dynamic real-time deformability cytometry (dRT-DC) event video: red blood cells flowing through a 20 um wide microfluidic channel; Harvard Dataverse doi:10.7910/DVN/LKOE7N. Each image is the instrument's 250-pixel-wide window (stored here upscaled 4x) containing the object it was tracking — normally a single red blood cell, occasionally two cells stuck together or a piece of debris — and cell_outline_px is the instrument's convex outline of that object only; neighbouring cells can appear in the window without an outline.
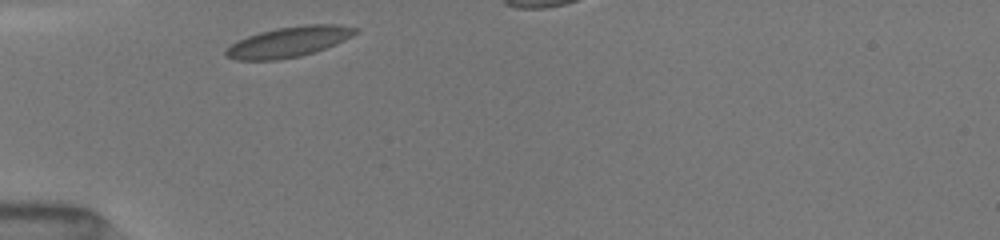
{"species": "common noctule bat (a hibernating species)", "species_latin": "Nyctalus noctula", "temperature_condition": "room temperature", "stored_images_in_passage": 8, "camera_frame_rate_fps": 3000, "um_per_image_px": 0.085, "animal": {"sex": "female", "body_mass_g": 19.5, "forearm_length_mm": 54.1}, "frame": {"image": 1, "passage_image": 1, "time_ms": 0.0, "image_size_px": [1000, 240], "cell_outline_px": [[360, 32], [344, 40], [324, 48], [300, 56], [276, 60], [236, 60], [228, 56], [224, 52], [232, 44], [248, 36], [260, 32], [276, 28], [304, 24], [336, 24], [360, 28]], "centroid_in_image_um": [24.6, 3.54], "position_along_channel_um": 60.4, "area_um2": 22.72}}
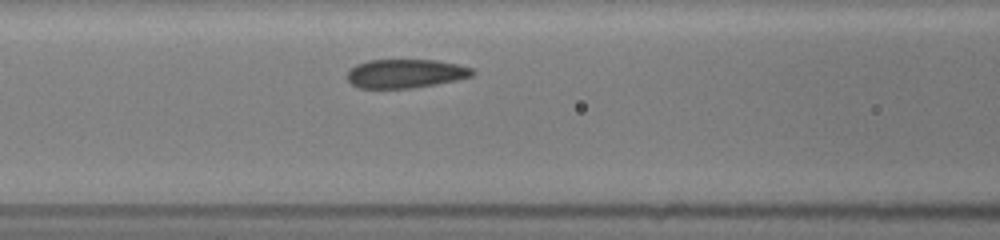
{"frame": {"image": 2, "passage_image": 4, "time_ms": 2.0, "image_size_px": [1000, 240], "cell_outline_px": [[476, 72], [472, 76], [456, 80], [436, 84], [412, 88], [360, 88], [352, 84], [348, 80], [348, 72], [356, 64], [368, 60], [436, 60], [456, 64], [472, 68]], "centroid_in_image_um": [34.48, 6.25], "position_along_channel_um": 132.1, "area_um2": 20.92}}
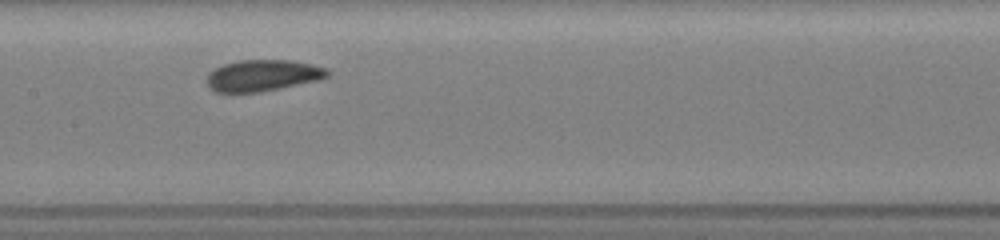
{"frame": {"image": 3, "passage_image": 6, "time_ms": 3.333, "image_size_px": [1000, 240], "cell_outline_px": [[332, 72], [328, 76], [320, 80], [260, 92], [216, 92], [208, 84], [208, 76], [216, 68], [224, 64], [240, 60], [292, 60], [328, 68]], "centroid_in_image_um": [22.42, 6.41], "position_along_channel_um": 185.0, "area_um2": 21.91}}